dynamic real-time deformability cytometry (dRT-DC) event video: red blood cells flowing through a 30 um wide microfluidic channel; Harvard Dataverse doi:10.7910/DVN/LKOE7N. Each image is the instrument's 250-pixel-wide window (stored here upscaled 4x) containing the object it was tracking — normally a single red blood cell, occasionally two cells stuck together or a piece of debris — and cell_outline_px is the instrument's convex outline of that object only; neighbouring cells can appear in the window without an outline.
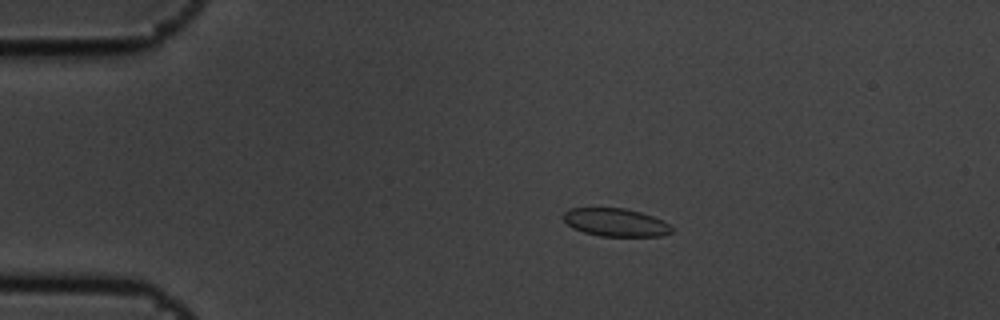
{"species": "common noctule bat (a hibernating species)", "species_latin": "Nyctalus noctula", "temperature_condition": "cold", "stored_images_in_passage": 6, "camera_frame_rate_fps": 3000, "um_per_image_px": 0.085, "animal": {"sex": "male", "body_mass_g": 19.5, "forearm_length_mm": 54.6}, "frame": {"image": 1, "passage_image": 4, "time_ms": 1.0, "image_size_px": [1000, 320], "cell_outline_px": [[672, 232], [660, 236], [600, 236], [584, 232], [572, 228], [560, 216], [564, 212], [572, 208], [624, 208], [640, 212], [664, 220], [672, 228]], "centroid_in_image_um": [52.31, 18.9], "position_along_channel_um": 32.7, "area_um2": 17.69}}